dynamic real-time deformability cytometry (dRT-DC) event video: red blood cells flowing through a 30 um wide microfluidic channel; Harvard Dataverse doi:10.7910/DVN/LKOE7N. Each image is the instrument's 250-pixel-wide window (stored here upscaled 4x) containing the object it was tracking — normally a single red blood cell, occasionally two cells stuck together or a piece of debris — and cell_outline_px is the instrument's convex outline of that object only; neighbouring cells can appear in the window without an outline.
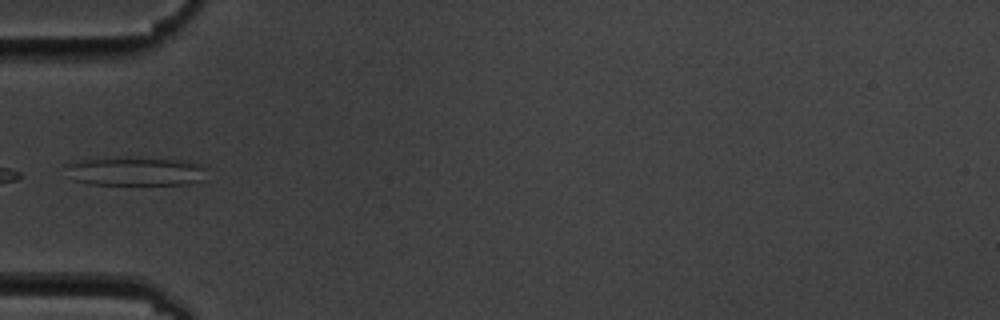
{"species": "common noctule bat (a hibernating species)", "species_latin": "Nyctalus noctula", "temperature_condition": "cold", "stored_images_in_passage": 8, "camera_frame_rate_fps": 3000, "um_per_image_px": 0.085, "animal": {"sex": "male", "body_mass_g": 19.5, "forearm_length_mm": 54.6}, "frame": {"image": 1, "passage_image": 1, "time_ms": 0.0, "image_size_px": [1000, 320], "cell_outline_px": [[208, 180], [188, 184], [88, 184], [72, 180], [64, 164], [76, 160], [188, 160], [204, 164]], "centroid_in_image_um": [11.62, 14.61], "position_along_channel_um": 73.4, "area_um2": 23.0}}
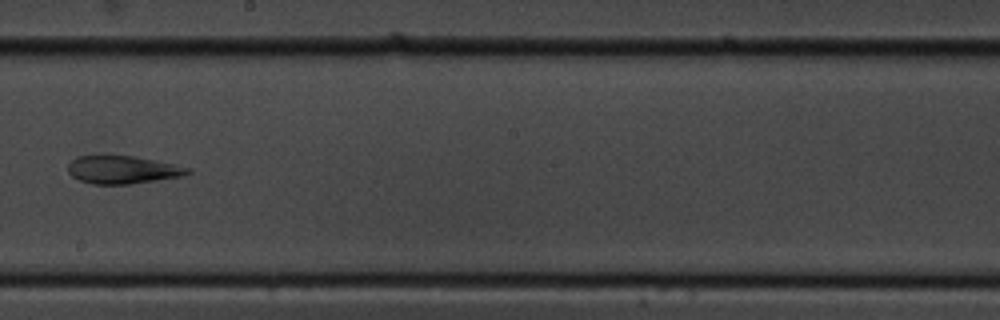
{"frame": {"image": 2, "passage_image": 5, "time_ms": 4.667, "image_size_px": [1000, 320], "cell_outline_px": [[192, 172], [184, 176], [132, 184], [92, 184], [80, 180], [72, 176], [68, 172], [68, 164], [76, 156], [132, 156], [156, 160], [192, 168]], "centroid_in_image_um": [10.46, 14.43], "position_along_channel_um": 237.7, "area_um2": 19.54}}
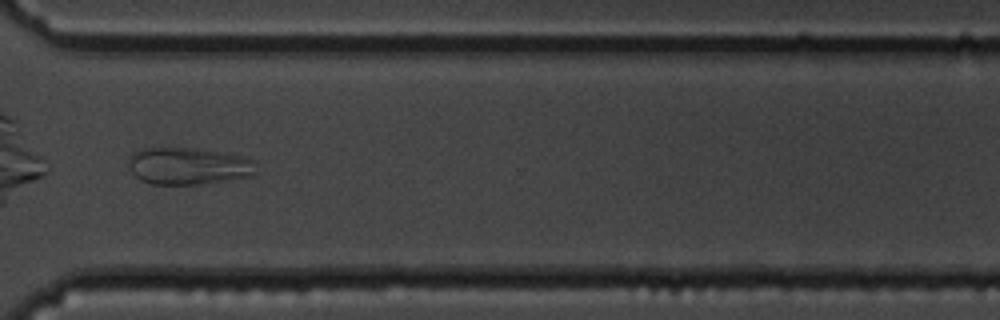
{"frame": {"image": 3, "passage_image": 8, "time_ms": 8.0, "image_size_px": [1000, 320], "cell_outline_px": [[256, 172], [252, 176], [232, 180], [200, 184], [152, 184], [140, 180], [132, 172], [128, 164], [128, 156], [144, 148], [168, 144], [196, 148], [220, 152], [240, 156], [252, 160]], "centroid_in_image_um": [15.95, 14.08], "position_along_channel_um": 354.6, "area_um2": 28.26}}